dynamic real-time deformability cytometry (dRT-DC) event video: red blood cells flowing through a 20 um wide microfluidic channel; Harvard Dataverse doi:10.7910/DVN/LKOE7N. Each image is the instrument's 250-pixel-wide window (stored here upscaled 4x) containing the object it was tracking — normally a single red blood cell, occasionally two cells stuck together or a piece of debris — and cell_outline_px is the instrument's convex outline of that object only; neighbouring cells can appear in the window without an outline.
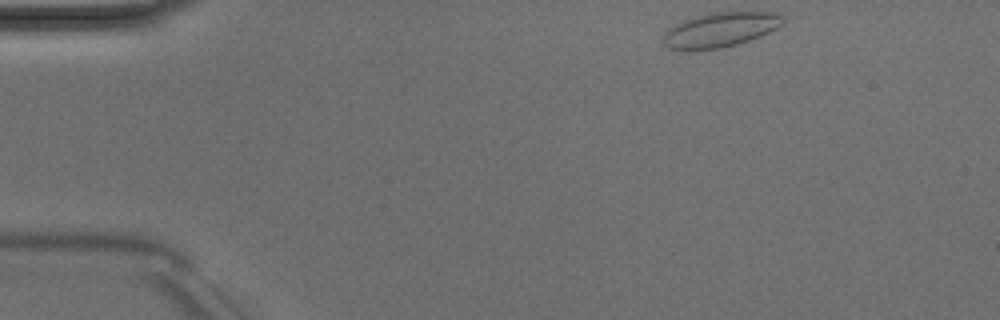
{"species": "Egyptian fruit bat (a non-hibernating species)", "species_latin": "Rousettus aegyptiacus", "temperature_condition": "room temperature", "stored_images_in_passage": 45, "camera_frame_rate_fps": 3000, "um_per_image_px": 0.085, "animal": {"sex": "male"}, "frame": {"image": 1, "passage_image": 1, "time_ms": 0.0, "image_size_px": [1000, 320], "cell_outline_px": [[784, 24], [760, 36], [736, 44], [720, 48], [668, 48], [664, 44], [664, 32], [668, 28], [684, 20], [696, 16], [716, 12], [776, 12], [784, 20]], "centroid_in_image_um": [61.25, 2.5], "position_along_channel_um": 23.7, "area_um2": 23.47}}
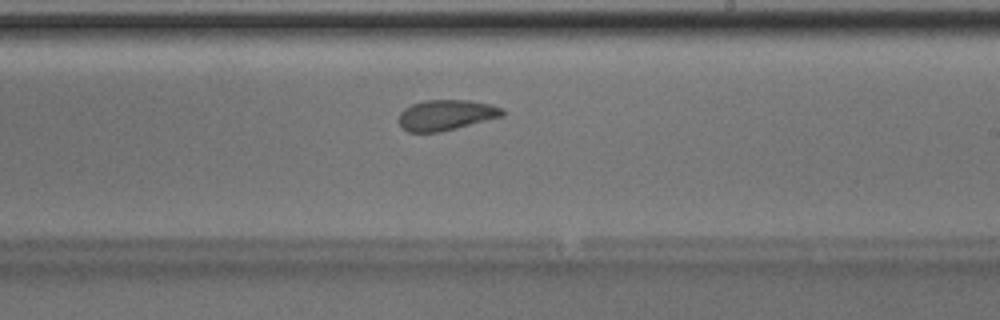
{"frame": {"image": 2, "passage_image": 24, "time_ms": 7.667, "image_size_px": [1000, 320], "cell_outline_px": [[504, 116], [440, 132], [408, 132], [400, 128], [396, 120], [400, 112], [404, 108], [412, 104], [424, 100], [468, 100], [492, 104], [504, 108]], "centroid_in_image_um": [37.88, 9.78], "position_along_channel_um": 251.1, "area_um2": 18.79}}
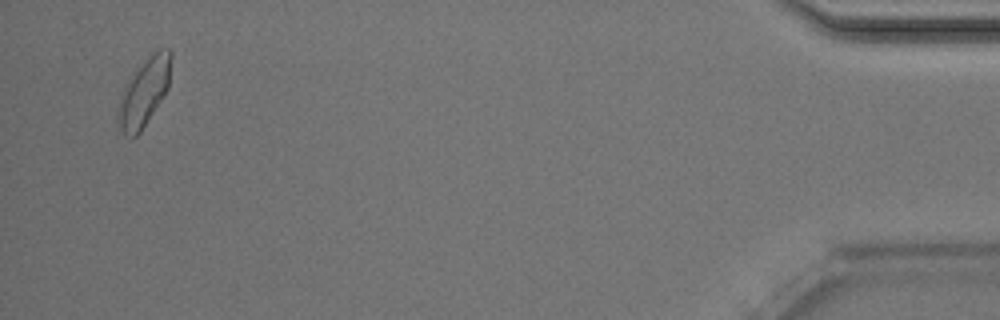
{"frame": {"image": 3, "passage_image": 43, "time_ms": 14.0, "image_size_px": [1000, 320], "cell_outline_px": [[172, 56], [168, 88], [140, 132], [132, 140], [124, 136], [120, 128], [116, 116], [116, 112], [120, 96], [124, 84], [132, 72], [152, 52], [160, 48], [168, 48], [172, 52]], "centroid_in_image_um": [12.21, 7.82], "position_along_channel_um": 423.0, "area_um2": 21.33}, "authors_computed_cell_mechanics": {"area_um2": 19.1318, "velocity_mm_per_s": 3.9756, "shape_relaxation_time_tau1_ms": 9.2626, "shape_relaxation_time_tau2_ms": 2.0456, "deformation_change_tau1": 0.1382, "deformation_change_tau2": 0.0664}}